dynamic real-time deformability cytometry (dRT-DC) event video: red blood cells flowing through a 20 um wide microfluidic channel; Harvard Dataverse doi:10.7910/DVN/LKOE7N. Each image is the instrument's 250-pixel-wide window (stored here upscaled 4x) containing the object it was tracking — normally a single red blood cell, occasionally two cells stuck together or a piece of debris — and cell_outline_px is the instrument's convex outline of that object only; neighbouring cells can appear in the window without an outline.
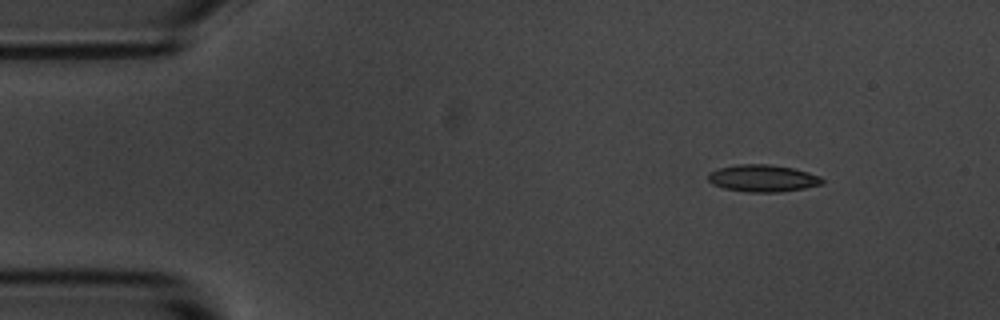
{"species": "common noctule bat (a hibernating species)", "species_latin": "Nyctalus noctula", "temperature_condition": "room temperature", "stored_images_in_passage": 9, "camera_frame_rate_fps": 3000, "um_per_image_px": 0.085, "animal": {"sex": "male", "body_mass_g": 20.1, "forearm_length_mm": 53.5}, "frame": {"image": 1, "passage_image": 2, "time_ms": 1.333, "image_size_px": [1000, 320], "cell_outline_px": [[824, 184], [804, 188], [776, 192], [748, 192], [724, 188], [712, 184], [708, 180], [708, 172], [716, 168], [736, 164], [768, 164], [792, 168], [808, 172], [820, 176], [824, 180]], "centroid_in_image_um": [64.81, 15.14], "position_along_channel_um": 20.2, "area_um2": 18.09}}
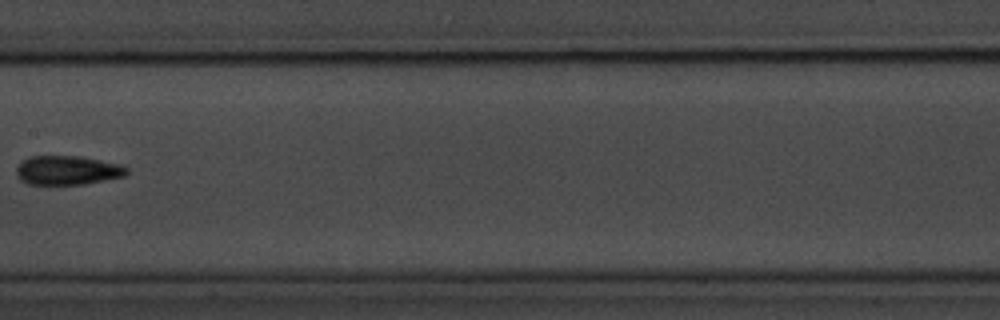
{"frame": {"image": 2, "passage_image": 8, "time_ms": 8.333, "image_size_px": [1000, 320], "cell_outline_px": [[128, 172], [124, 176], [84, 184], [28, 184], [20, 180], [16, 176], [16, 168], [28, 156], [80, 156], [120, 164], [128, 168]], "centroid_in_image_um": [5.72, 14.47], "position_along_channel_um": 201.7, "area_um2": 18.67}}
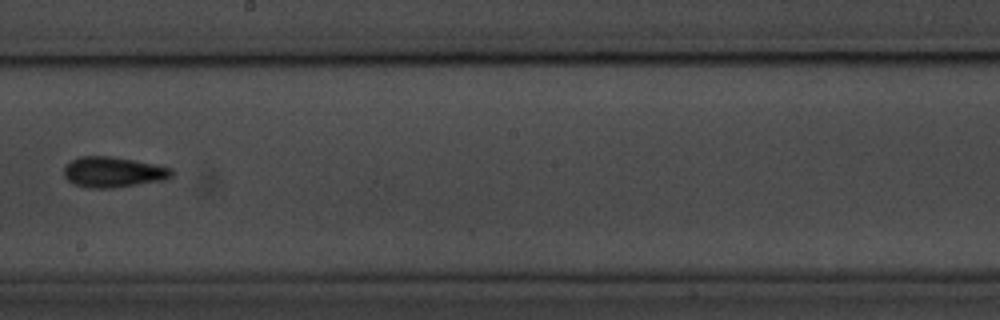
{"frame": {"image": 3, "passage_image": 9, "time_ms": 9.333, "image_size_px": [1000, 320], "cell_outline_px": [[176, 172], [172, 176], [164, 180], [112, 188], [84, 188], [72, 184], [64, 176], [64, 168], [72, 160], [80, 156], [108, 156], [132, 160], [172, 168]], "centroid_in_image_um": [9.61, 14.64], "position_along_channel_um": 238.6, "area_um2": 19.13}}